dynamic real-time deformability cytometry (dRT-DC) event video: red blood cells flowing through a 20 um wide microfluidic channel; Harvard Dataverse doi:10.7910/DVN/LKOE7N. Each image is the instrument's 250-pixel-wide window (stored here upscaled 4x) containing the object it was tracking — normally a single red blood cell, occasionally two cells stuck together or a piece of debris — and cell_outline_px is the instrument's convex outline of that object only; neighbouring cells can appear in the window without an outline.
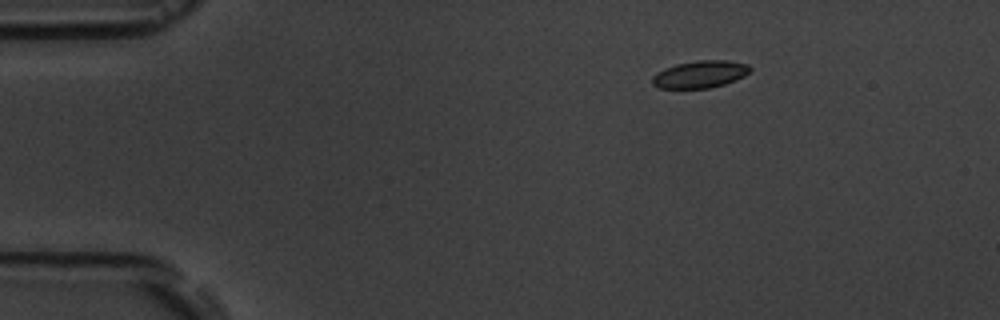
{"species": "common noctule bat (a hibernating species)", "species_latin": "Nyctalus noctula", "temperature_condition": "room temperature", "stored_images_in_passage": 4, "camera_frame_rate_fps": 3000, "um_per_image_px": 0.085, "animal": {"sex": "male", "body_mass_g": 19.5, "forearm_length_mm": 54.6}, "frame": {"image": 1, "passage_image": 1, "time_ms": 0.0, "image_size_px": [1000, 320], "cell_outline_px": [[752, 68], [744, 76], [736, 80], [724, 84], [708, 88], [660, 88], [652, 84], [652, 76], [656, 72], [664, 68], [676, 64], [696, 60], [728, 60], [748, 64]], "centroid_in_image_um": [59.5, 6.3], "position_along_channel_um": 25.5, "area_um2": 15.61}}
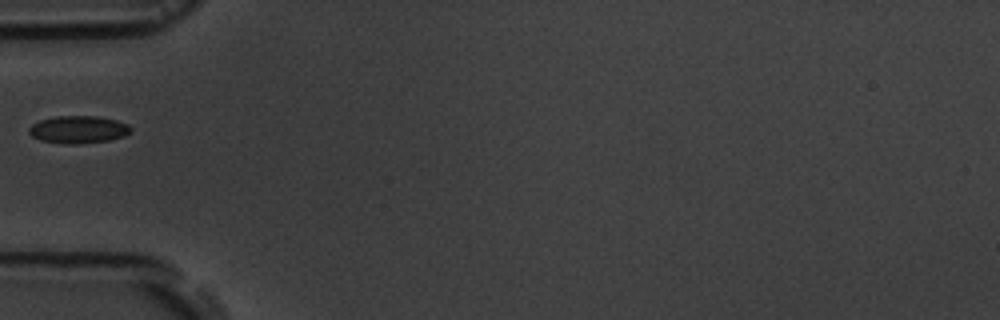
{"frame": {"image": 2, "passage_image": 4, "time_ms": 3.333, "image_size_px": [1000, 320], "cell_outline_px": [[132, 132], [124, 136], [108, 140], [76, 144], [68, 144], [40, 140], [32, 136], [28, 132], [28, 128], [32, 124], [40, 120], [56, 116], [96, 116], [116, 120], [128, 124], [132, 128]], "centroid_in_image_um": [6.66, 11.0], "position_along_channel_um": 78.3, "area_um2": 16.3}}